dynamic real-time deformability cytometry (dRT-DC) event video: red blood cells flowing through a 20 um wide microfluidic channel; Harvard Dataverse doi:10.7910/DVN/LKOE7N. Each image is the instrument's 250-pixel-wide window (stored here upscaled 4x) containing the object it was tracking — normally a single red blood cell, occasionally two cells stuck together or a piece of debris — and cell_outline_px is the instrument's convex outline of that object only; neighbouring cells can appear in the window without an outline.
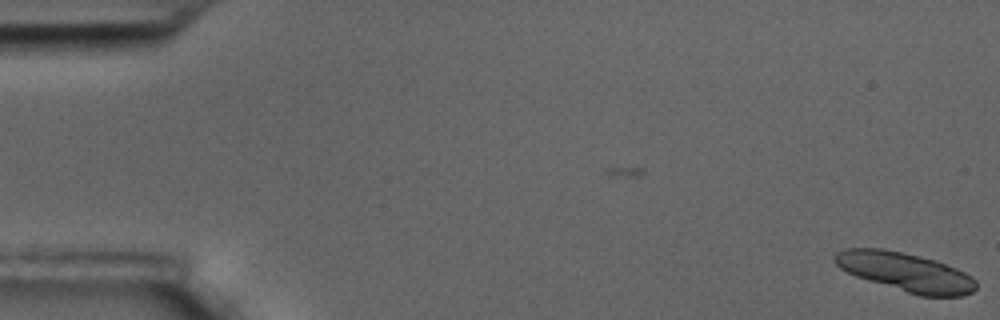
{"species": "common noctule bat (a hibernating species)", "species_latin": "Nyctalus noctula", "temperature_condition": "room temperature", "stored_images_in_passage": 2, "camera_frame_rate_fps": 3000, "um_per_image_px": 0.085, "animal": {"sex": "male", "body_mass_g": 17.5, "forearm_length_mm": 52.3}, "frame": {"image": 1, "passage_image": 2, "time_ms": 0.333, "image_size_px": [1000, 320], "cell_outline_px": [[976, 288], [972, 292], [964, 296], [920, 296], [868, 280], [856, 276], [840, 268], [832, 260], [832, 256], [836, 252], [844, 248], [884, 248], [920, 256], [936, 260], [956, 268], [972, 276], [976, 280]], "centroid_in_image_um": [76.96, 23.11], "position_along_channel_um": 8.0, "area_um2": 32.02}}